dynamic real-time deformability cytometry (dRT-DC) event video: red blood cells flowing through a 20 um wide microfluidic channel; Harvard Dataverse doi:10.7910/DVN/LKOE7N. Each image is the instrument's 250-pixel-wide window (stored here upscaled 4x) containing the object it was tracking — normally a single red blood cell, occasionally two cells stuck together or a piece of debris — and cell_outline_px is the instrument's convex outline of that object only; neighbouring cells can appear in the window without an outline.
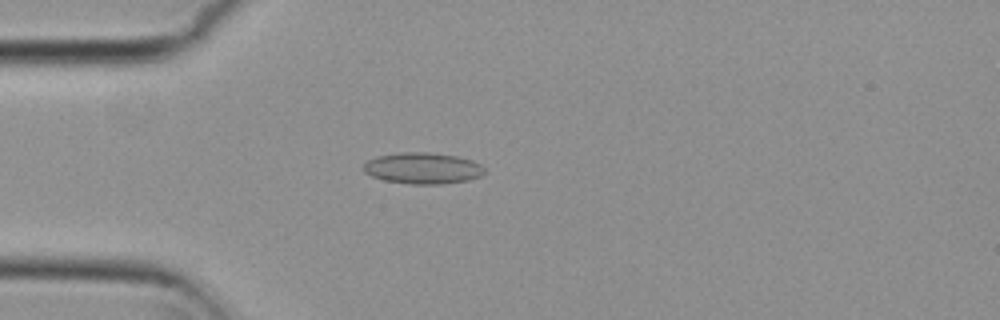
{"species": "common noctule bat (a hibernating species)", "species_latin": "Nyctalus noctula", "temperature_condition": "cold", "stored_images_in_passage": 54, "camera_frame_rate_fps": 3000, "um_per_image_px": 0.085, "animal": {"sex": "female", "body_mass_g": 29.2, "forearm_length_mm": 56.3}, "frame": {"image": 1, "passage_image": 15, "time_ms": 4.667, "image_size_px": [1000, 320], "cell_outline_px": [[484, 172], [480, 176], [468, 180], [440, 184], [412, 184], [384, 180], [372, 176], [364, 172], [364, 164], [368, 160], [380, 156], [404, 152], [424, 152], [456, 156], [472, 160], [480, 164], [484, 168]], "centroid_in_image_um": [35.95, 14.3], "position_along_channel_um": 49.1, "area_um2": 21.73}}
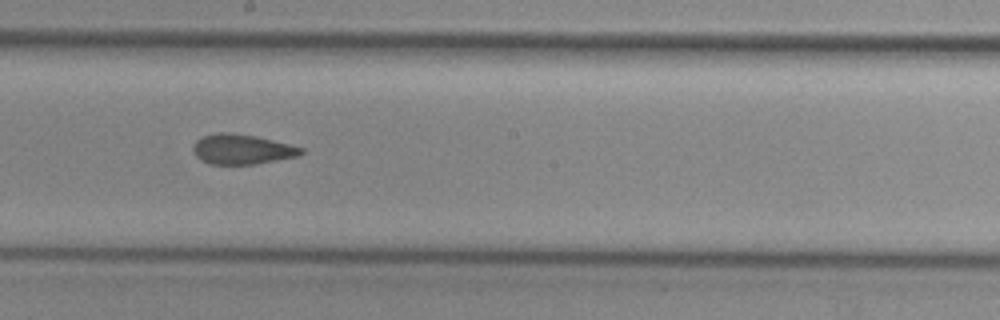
{"frame": {"image": 2, "passage_image": 30, "time_ms": 9.667, "image_size_px": [1000, 320], "cell_outline_px": [[304, 152], [296, 156], [252, 164], [208, 164], [200, 160], [196, 156], [192, 148], [196, 140], [204, 136], [216, 132], [232, 132], [256, 136], [304, 148]], "centroid_in_image_um": [20.51, 12.68], "position_along_channel_um": 227.7, "area_um2": 18.73}}
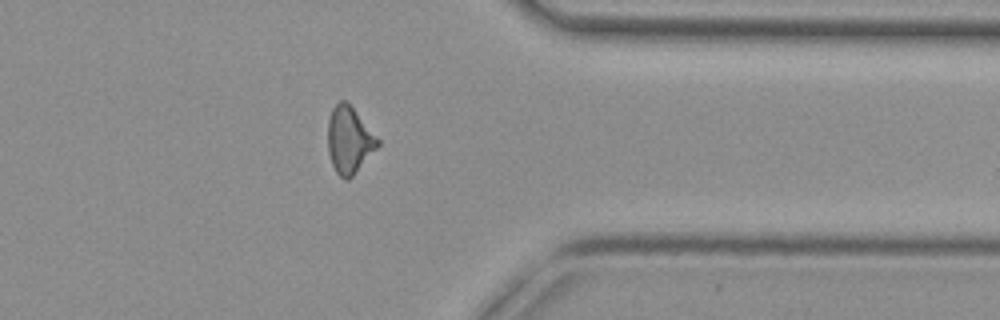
{"frame": {"image": 3, "passage_image": 43, "time_ms": 14.0, "image_size_px": [1000, 320], "cell_outline_px": [[380, 144], [352, 176], [348, 180], [344, 180], [336, 172], [332, 164], [328, 152], [328, 120], [332, 108], [340, 100], [344, 100], [356, 112], [380, 140]], "centroid_in_image_um": [29.67, 11.91], "position_along_channel_um": 381.7, "area_um2": 19.07}, "authors_computed_cell_mechanics": {"area_um2": 19.6809, "velocity_mm_per_s": 3.807, "shape_relaxation_time_tau1_ms": null, "shape_relaxation_time_tau2_ms": 2.5316, "deformation_change_tau1": null, "deformation_change_tau2": 0.0928}}